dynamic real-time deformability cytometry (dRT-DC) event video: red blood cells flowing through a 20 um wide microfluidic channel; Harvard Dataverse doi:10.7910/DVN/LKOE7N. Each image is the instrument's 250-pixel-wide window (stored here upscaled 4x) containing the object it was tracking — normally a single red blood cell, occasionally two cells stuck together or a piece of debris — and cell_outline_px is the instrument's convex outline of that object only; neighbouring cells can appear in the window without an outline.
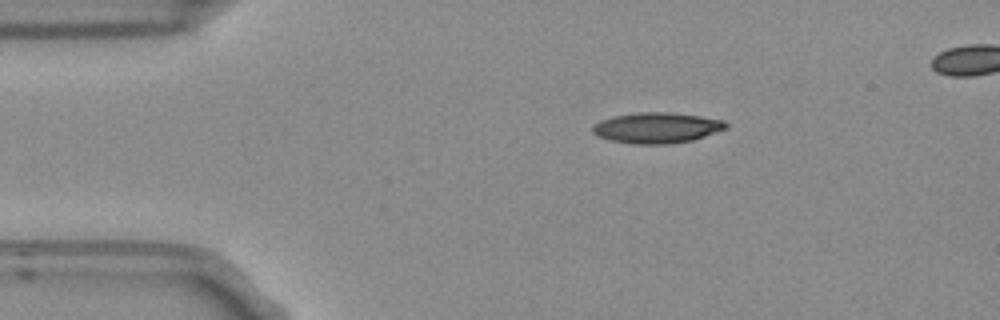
{"species": "Egyptian fruit bat (a non-hibernating species)", "species_latin": "Rousettus aegyptiacus", "temperature_condition": "room temperature", "stored_images_in_passage": 3, "camera_frame_rate_fps": 3000, "um_per_image_px": 0.085, "frame": {"image": 1, "passage_image": 1, "time_ms": 0.0, "image_size_px": [1000, 320], "cell_outline_px": [[728, 128], [692, 140], [668, 144], [632, 144], [612, 140], [596, 136], [592, 132], [592, 124], [600, 120], [612, 116], [636, 112], [668, 112], [700, 116], [724, 120], [728, 124]], "centroid_in_image_um": [55.8, 10.86], "position_along_channel_um": 29.2, "area_um2": 23.99}}